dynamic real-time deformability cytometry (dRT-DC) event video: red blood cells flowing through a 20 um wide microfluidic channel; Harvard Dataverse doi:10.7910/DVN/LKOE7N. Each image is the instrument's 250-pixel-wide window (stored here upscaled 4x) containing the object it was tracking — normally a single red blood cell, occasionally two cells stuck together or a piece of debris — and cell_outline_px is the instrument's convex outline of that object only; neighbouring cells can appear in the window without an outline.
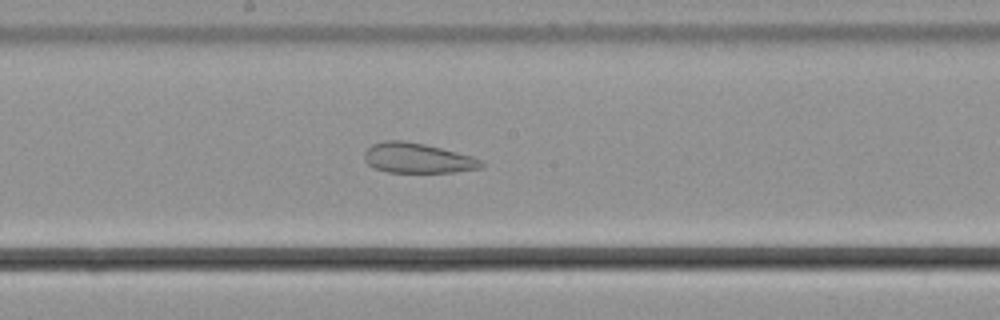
{"species": "common noctule bat (a hibernating species)", "species_latin": "Nyctalus noctula", "temperature_condition": "cold", "stored_images_in_passage": 49, "camera_frame_rate_fps": 3000, "um_per_image_px": 0.085, "animal": {"sex": "male", "body_mass_g": 21.5, "forearm_length_mm": 52.0}, "frame": {"image": 1, "passage_image": 28, "time_ms": 9.0, "image_size_px": [1000, 320], "cell_outline_px": [[484, 168], [456, 172], [388, 172], [372, 168], [364, 160], [364, 152], [372, 144], [384, 140], [404, 140], [424, 144], [472, 156], [480, 160], [484, 164]], "centroid_in_image_um": [35.47, 13.44], "position_along_channel_um": 212.7, "area_um2": 20.58}}
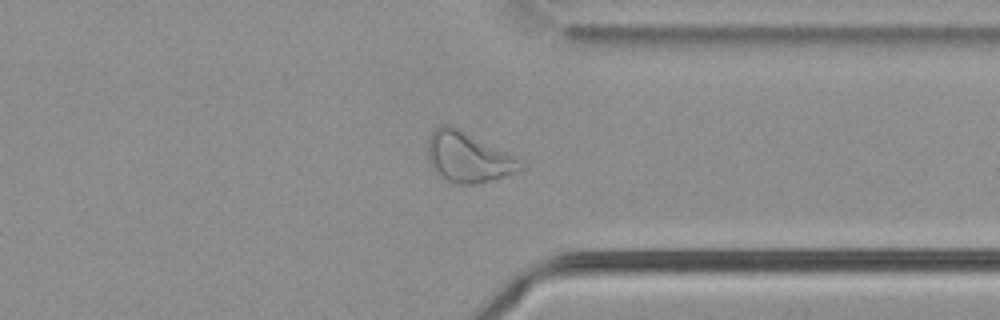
{"frame": {"image": 2, "passage_image": 41, "time_ms": 13.333, "image_size_px": [1000, 320], "cell_outline_px": [[524, 168], [516, 172], [480, 184], [456, 184], [440, 176], [432, 168], [428, 156], [428, 140], [432, 132], [440, 124], [448, 124], [504, 152], [516, 160]], "centroid_in_image_um": [39.7, 13.39], "position_along_channel_um": 371.7, "area_um2": 26.13}}
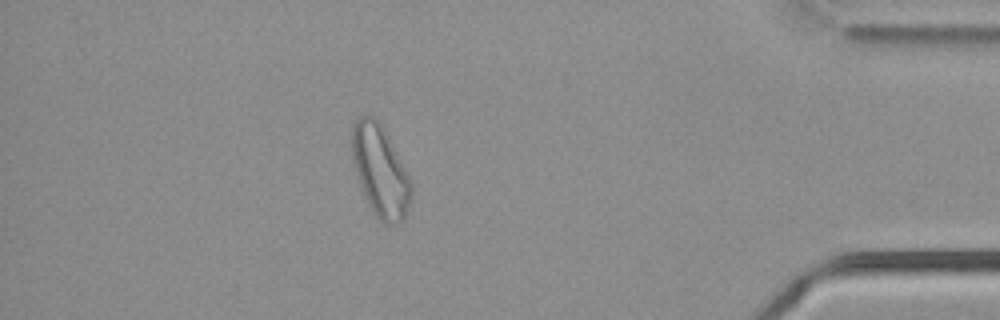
{"frame": {"image": 3, "passage_image": 47, "time_ms": 15.333, "image_size_px": [1000, 320], "cell_outline_px": [[412, 200], [404, 220], [396, 224], [384, 224], [376, 216], [368, 204], [360, 184], [356, 172], [352, 156], [352, 128], [356, 120], [360, 116], [372, 116], [384, 128], [412, 180]], "centroid_in_image_um": [32.36, 14.57], "position_along_channel_um": 402.8, "area_um2": 31.56}}